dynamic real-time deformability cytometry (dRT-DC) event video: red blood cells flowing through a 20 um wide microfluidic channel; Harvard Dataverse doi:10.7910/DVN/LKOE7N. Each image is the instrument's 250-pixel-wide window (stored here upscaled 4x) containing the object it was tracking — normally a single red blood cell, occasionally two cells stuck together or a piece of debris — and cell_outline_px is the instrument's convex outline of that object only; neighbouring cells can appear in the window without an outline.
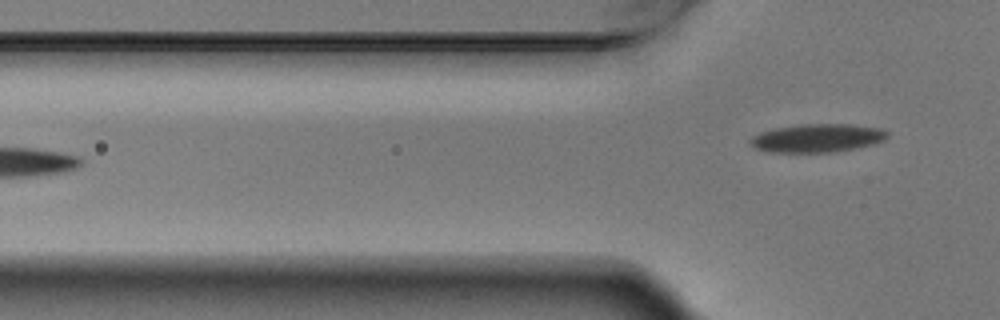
{"species": "Egyptian fruit bat (a non-hibernating species)", "species_latin": "Rousettus aegyptiacus", "temperature_condition": "warm", "stored_images_in_passage": 6, "camera_frame_rate_fps": 3000, "um_per_image_px": 0.085, "animal": {"sex": "male"}, "frame": {"image": 1, "passage_image": 6, "time_ms": 1.667, "image_size_px": [1000, 320], "cell_outline_px": [[888, 136], [884, 140], [872, 144], [856, 148], [836, 152], [768, 152], [756, 148], [748, 144], [748, 140], [752, 136], [760, 132], [772, 128], [800, 124], [852, 124], [880, 128], [888, 132]], "centroid_in_image_um": [69.43, 11.73], "position_along_channel_um": 56.4, "area_um2": 22.89}}